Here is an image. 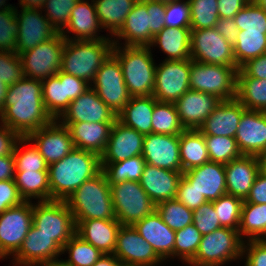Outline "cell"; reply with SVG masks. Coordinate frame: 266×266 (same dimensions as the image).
I'll return each mask as SVG.
<instances>
[{
	"instance_id": "obj_68",
	"label": "cell",
	"mask_w": 266,
	"mask_h": 266,
	"mask_svg": "<svg viewBox=\"0 0 266 266\" xmlns=\"http://www.w3.org/2000/svg\"><path fill=\"white\" fill-rule=\"evenodd\" d=\"M92 266H123L114 254H103Z\"/></svg>"
},
{
	"instance_id": "obj_59",
	"label": "cell",
	"mask_w": 266,
	"mask_h": 266,
	"mask_svg": "<svg viewBox=\"0 0 266 266\" xmlns=\"http://www.w3.org/2000/svg\"><path fill=\"white\" fill-rule=\"evenodd\" d=\"M23 202L14 180L0 181V214Z\"/></svg>"
},
{
	"instance_id": "obj_55",
	"label": "cell",
	"mask_w": 266,
	"mask_h": 266,
	"mask_svg": "<svg viewBox=\"0 0 266 266\" xmlns=\"http://www.w3.org/2000/svg\"><path fill=\"white\" fill-rule=\"evenodd\" d=\"M191 16L188 0H175L166 3L165 27H190Z\"/></svg>"
},
{
	"instance_id": "obj_72",
	"label": "cell",
	"mask_w": 266,
	"mask_h": 266,
	"mask_svg": "<svg viewBox=\"0 0 266 266\" xmlns=\"http://www.w3.org/2000/svg\"><path fill=\"white\" fill-rule=\"evenodd\" d=\"M261 170L266 173V149L258 156Z\"/></svg>"
},
{
	"instance_id": "obj_12",
	"label": "cell",
	"mask_w": 266,
	"mask_h": 266,
	"mask_svg": "<svg viewBox=\"0 0 266 266\" xmlns=\"http://www.w3.org/2000/svg\"><path fill=\"white\" fill-rule=\"evenodd\" d=\"M189 60H163L156 65L153 97L159 102L175 103L190 90Z\"/></svg>"
},
{
	"instance_id": "obj_52",
	"label": "cell",
	"mask_w": 266,
	"mask_h": 266,
	"mask_svg": "<svg viewBox=\"0 0 266 266\" xmlns=\"http://www.w3.org/2000/svg\"><path fill=\"white\" fill-rule=\"evenodd\" d=\"M238 30L266 33V11L252 0L235 16Z\"/></svg>"
},
{
	"instance_id": "obj_26",
	"label": "cell",
	"mask_w": 266,
	"mask_h": 266,
	"mask_svg": "<svg viewBox=\"0 0 266 266\" xmlns=\"http://www.w3.org/2000/svg\"><path fill=\"white\" fill-rule=\"evenodd\" d=\"M183 177L207 201L217 200L220 196L227 194L225 164L208 161L183 172Z\"/></svg>"
},
{
	"instance_id": "obj_43",
	"label": "cell",
	"mask_w": 266,
	"mask_h": 266,
	"mask_svg": "<svg viewBox=\"0 0 266 266\" xmlns=\"http://www.w3.org/2000/svg\"><path fill=\"white\" fill-rule=\"evenodd\" d=\"M184 130L174 103L159 102L154 98L152 133L180 135Z\"/></svg>"
},
{
	"instance_id": "obj_40",
	"label": "cell",
	"mask_w": 266,
	"mask_h": 266,
	"mask_svg": "<svg viewBox=\"0 0 266 266\" xmlns=\"http://www.w3.org/2000/svg\"><path fill=\"white\" fill-rule=\"evenodd\" d=\"M236 99L248 110L266 112V79L237 77Z\"/></svg>"
},
{
	"instance_id": "obj_10",
	"label": "cell",
	"mask_w": 266,
	"mask_h": 266,
	"mask_svg": "<svg viewBox=\"0 0 266 266\" xmlns=\"http://www.w3.org/2000/svg\"><path fill=\"white\" fill-rule=\"evenodd\" d=\"M66 39L58 32L53 38L20 53L23 76L44 80L61 69L62 53Z\"/></svg>"
},
{
	"instance_id": "obj_23",
	"label": "cell",
	"mask_w": 266,
	"mask_h": 266,
	"mask_svg": "<svg viewBox=\"0 0 266 266\" xmlns=\"http://www.w3.org/2000/svg\"><path fill=\"white\" fill-rule=\"evenodd\" d=\"M234 138L242 155L259 156L266 149V112L246 109Z\"/></svg>"
},
{
	"instance_id": "obj_36",
	"label": "cell",
	"mask_w": 266,
	"mask_h": 266,
	"mask_svg": "<svg viewBox=\"0 0 266 266\" xmlns=\"http://www.w3.org/2000/svg\"><path fill=\"white\" fill-rule=\"evenodd\" d=\"M180 160L183 172L210 161L204 135L198 129L180 134Z\"/></svg>"
},
{
	"instance_id": "obj_37",
	"label": "cell",
	"mask_w": 266,
	"mask_h": 266,
	"mask_svg": "<svg viewBox=\"0 0 266 266\" xmlns=\"http://www.w3.org/2000/svg\"><path fill=\"white\" fill-rule=\"evenodd\" d=\"M14 181L24 201H51L48 171L15 172Z\"/></svg>"
},
{
	"instance_id": "obj_8",
	"label": "cell",
	"mask_w": 266,
	"mask_h": 266,
	"mask_svg": "<svg viewBox=\"0 0 266 266\" xmlns=\"http://www.w3.org/2000/svg\"><path fill=\"white\" fill-rule=\"evenodd\" d=\"M110 189L116 220L121 225H134L156 210L140 182L110 183Z\"/></svg>"
},
{
	"instance_id": "obj_74",
	"label": "cell",
	"mask_w": 266,
	"mask_h": 266,
	"mask_svg": "<svg viewBox=\"0 0 266 266\" xmlns=\"http://www.w3.org/2000/svg\"><path fill=\"white\" fill-rule=\"evenodd\" d=\"M153 1H159V2H165V3H167V2L175 1V0H153Z\"/></svg>"
},
{
	"instance_id": "obj_46",
	"label": "cell",
	"mask_w": 266,
	"mask_h": 266,
	"mask_svg": "<svg viewBox=\"0 0 266 266\" xmlns=\"http://www.w3.org/2000/svg\"><path fill=\"white\" fill-rule=\"evenodd\" d=\"M156 211L163 222L174 231L193 223V211L176 199L161 201L156 204Z\"/></svg>"
},
{
	"instance_id": "obj_38",
	"label": "cell",
	"mask_w": 266,
	"mask_h": 266,
	"mask_svg": "<svg viewBox=\"0 0 266 266\" xmlns=\"http://www.w3.org/2000/svg\"><path fill=\"white\" fill-rule=\"evenodd\" d=\"M238 232L244 241L266 239V204L244 200Z\"/></svg>"
},
{
	"instance_id": "obj_48",
	"label": "cell",
	"mask_w": 266,
	"mask_h": 266,
	"mask_svg": "<svg viewBox=\"0 0 266 266\" xmlns=\"http://www.w3.org/2000/svg\"><path fill=\"white\" fill-rule=\"evenodd\" d=\"M6 1L0 0V51L15 52L18 21L15 6L6 4Z\"/></svg>"
},
{
	"instance_id": "obj_42",
	"label": "cell",
	"mask_w": 266,
	"mask_h": 266,
	"mask_svg": "<svg viewBox=\"0 0 266 266\" xmlns=\"http://www.w3.org/2000/svg\"><path fill=\"white\" fill-rule=\"evenodd\" d=\"M145 160L142 155L128 158L115 163H101L109 183H119L124 181L140 182Z\"/></svg>"
},
{
	"instance_id": "obj_24",
	"label": "cell",
	"mask_w": 266,
	"mask_h": 266,
	"mask_svg": "<svg viewBox=\"0 0 266 266\" xmlns=\"http://www.w3.org/2000/svg\"><path fill=\"white\" fill-rule=\"evenodd\" d=\"M100 29H102V27L93 0H91V2L88 0H80L75 4L66 27L60 33L66 40L84 41L112 39L109 35H106V37L100 35ZM69 34L72 36L75 35L72 37Z\"/></svg>"
},
{
	"instance_id": "obj_5",
	"label": "cell",
	"mask_w": 266,
	"mask_h": 266,
	"mask_svg": "<svg viewBox=\"0 0 266 266\" xmlns=\"http://www.w3.org/2000/svg\"><path fill=\"white\" fill-rule=\"evenodd\" d=\"M149 46L114 45L112 54L121 64L123 77L129 94L153 95L156 65Z\"/></svg>"
},
{
	"instance_id": "obj_53",
	"label": "cell",
	"mask_w": 266,
	"mask_h": 266,
	"mask_svg": "<svg viewBox=\"0 0 266 266\" xmlns=\"http://www.w3.org/2000/svg\"><path fill=\"white\" fill-rule=\"evenodd\" d=\"M80 0H46L42 7L45 17L50 24L61 32L67 25L71 11Z\"/></svg>"
},
{
	"instance_id": "obj_71",
	"label": "cell",
	"mask_w": 266,
	"mask_h": 266,
	"mask_svg": "<svg viewBox=\"0 0 266 266\" xmlns=\"http://www.w3.org/2000/svg\"><path fill=\"white\" fill-rule=\"evenodd\" d=\"M38 266H70L66 264L62 259H57L49 262H44L39 264Z\"/></svg>"
},
{
	"instance_id": "obj_11",
	"label": "cell",
	"mask_w": 266,
	"mask_h": 266,
	"mask_svg": "<svg viewBox=\"0 0 266 266\" xmlns=\"http://www.w3.org/2000/svg\"><path fill=\"white\" fill-rule=\"evenodd\" d=\"M91 87L116 115L132 97L126 87L121 64L113 54L98 69Z\"/></svg>"
},
{
	"instance_id": "obj_70",
	"label": "cell",
	"mask_w": 266,
	"mask_h": 266,
	"mask_svg": "<svg viewBox=\"0 0 266 266\" xmlns=\"http://www.w3.org/2000/svg\"><path fill=\"white\" fill-rule=\"evenodd\" d=\"M8 87L9 85L0 80V114L3 112Z\"/></svg>"
},
{
	"instance_id": "obj_56",
	"label": "cell",
	"mask_w": 266,
	"mask_h": 266,
	"mask_svg": "<svg viewBox=\"0 0 266 266\" xmlns=\"http://www.w3.org/2000/svg\"><path fill=\"white\" fill-rule=\"evenodd\" d=\"M193 224L202 236L221 227L212 201L203 203L193 211Z\"/></svg>"
},
{
	"instance_id": "obj_14",
	"label": "cell",
	"mask_w": 266,
	"mask_h": 266,
	"mask_svg": "<svg viewBox=\"0 0 266 266\" xmlns=\"http://www.w3.org/2000/svg\"><path fill=\"white\" fill-rule=\"evenodd\" d=\"M191 60L223 66H237L233 46L216 28L191 30Z\"/></svg>"
},
{
	"instance_id": "obj_45",
	"label": "cell",
	"mask_w": 266,
	"mask_h": 266,
	"mask_svg": "<svg viewBox=\"0 0 266 266\" xmlns=\"http://www.w3.org/2000/svg\"><path fill=\"white\" fill-rule=\"evenodd\" d=\"M28 144L31 145L28 146ZM21 145L23 147L27 145V147L24 149ZM13 154L15 160V172L48 171V164L44 157L26 137H21L17 141Z\"/></svg>"
},
{
	"instance_id": "obj_47",
	"label": "cell",
	"mask_w": 266,
	"mask_h": 266,
	"mask_svg": "<svg viewBox=\"0 0 266 266\" xmlns=\"http://www.w3.org/2000/svg\"><path fill=\"white\" fill-rule=\"evenodd\" d=\"M202 234L193 223L175 231V245L173 259L178 258L187 265L196 255Z\"/></svg>"
},
{
	"instance_id": "obj_39",
	"label": "cell",
	"mask_w": 266,
	"mask_h": 266,
	"mask_svg": "<svg viewBox=\"0 0 266 266\" xmlns=\"http://www.w3.org/2000/svg\"><path fill=\"white\" fill-rule=\"evenodd\" d=\"M233 52L237 68L240 69L249 60L266 53V33L238 30Z\"/></svg>"
},
{
	"instance_id": "obj_27",
	"label": "cell",
	"mask_w": 266,
	"mask_h": 266,
	"mask_svg": "<svg viewBox=\"0 0 266 266\" xmlns=\"http://www.w3.org/2000/svg\"><path fill=\"white\" fill-rule=\"evenodd\" d=\"M133 227L153 247L156 254L164 262L173 259L175 231L163 222L156 210L136 222Z\"/></svg>"
},
{
	"instance_id": "obj_29",
	"label": "cell",
	"mask_w": 266,
	"mask_h": 266,
	"mask_svg": "<svg viewBox=\"0 0 266 266\" xmlns=\"http://www.w3.org/2000/svg\"><path fill=\"white\" fill-rule=\"evenodd\" d=\"M183 172L171 171L145 164L140 184L149 198L158 204L161 201L175 199Z\"/></svg>"
},
{
	"instance_id": "obj_51",
	"label": "cell",
	"mask_w": 266,
	"mask_h": 266,
	"mask_svg": "<svg viewBox=\"0 0 266 266\" xmlns=\"http://www.w3.org/2000/svg\"><path fill=\"white\" fill-rule=\"evenodd\" d=\"M204 139L210 161L227 164L242 155L234 137L204 136Z\"/></svg>"
},
{
	"instance_id": "obj_34",
	"label": "cell",
	"mask_w": 266,
	"mask_h": 266,
	"mask_svg": "<svg viewBox=\"0 0 266 266\" xmlns=\"http://www.w3.org/2000/svg\"><path fill=\"white\" fill-rule=\"evenodd\" d=\"M153 109L154 97L152 95L134 96L117 115V119L137 132L147 135L152 133Z\"/></svg>"
},
{
	"instance_id": "obj_21",
	"label": "cell",
	"mask_w": 266,
	"mask_h": 266,
	"mask_svg": "<svg viewBox=\"0 0 266 266\" xmlns=\"http://www.w3.org/2000/svg\"><path fill=\"white\" fill-rule=\"evenodd\" d=\"M145 135L115 120L105 151L100 156L101 163H115L142 155Z\"/></svg>"
},
{
	"instance_id": "obj_33",
	"label": "cell",
	"mask_w": 266,
	"mask_h": 266,
	"mask_svg": "<svg viewBox=\"0 0 266 266\" xmlns=\"http://www.w3.org/2000/svg\"><path fill=\"white\" fill-rule=\"evenodd\" d=\"M158 46L167 56L164 60L191 59V28L164 27L155 35L149 47Z\"/></svg>"
},
{
	"instance_id": "obj_25",
	"label": "cell",
	"mask_w": 266,
	"mask_h": 266,
	"mask_svg": "<svg viewBox=\"0 0 266 266\" xmlns=\"http://www.w3.org/2000/svg\"><path fill=\"white\" fill-rule=\"evenodd\" d=\"M260 171L258 156L241 155L225 164L227 194L246 200Z\"/></svg>"
},
{
	"instance_id": "obj_9",
	"label": "cell",
	"mask_w": 266,
	"mask_h": 266,
	"mask_svg": "<svg viewBox=\"0 0 266 266\" xmlns=\"http://www.w3.org/2000/svg\"><path fill=\"white\" fill-rule=\"evenodd\" d=\"M33 224L61 248L76 233L73 214L65 201H34Z\"/></svg>"
},
{
	"instance_id": "obj_13",
	"label": "cell",
	"mask_w": 266,
	"mask_h": 266,
	"mask_svg": "<svg viewBox=\"0 0 266 266\" xmlns=\"http://www.w3.org/2000/svg\"><path fill=\"white\" fill-rule=\"evenodd\" d=\"M32 223V201H24L0 214V251L6 258L11 259L18 252Z\"/></svg>"
},
{
	"instance_id": "obj_15",
	"label": "cell",
	"mask_w": 266,
	"mask_h": 266,
	"mask_svg": "<svg viewBox=\"0 0 266 266\" xmlns=\"http://www.w3.org/2000/svg\"><path fill=\"white\" fill-rule=\"evenodd\" d=\"M113 254L126 266H159L164 262L133 225H121Z\"/></svg>"
},
{
	"instance_id": "obj_35",
	"label": "cell",
	"mask_w": 266,
	"mask_h": 266,
	"mask_svg": "<svg viewBox=\"0 0 266 266\" xmlns=\"http://www.w3.org/2000/svg\"><path fill=\"white\" fill-rule=\"evenodd\" d=\"M138 0H93L102 29L112 38L122 27Z\"/></svg>"
},
{
	"instance_id": "obj_32",
	"label": "cell",
	"mask_w": 266,
	"mask_h": 266,
	"mask_svg": "<svg viewBox=\"0 0 266 266\" xmlns=\"http://www.w3.org/2000/svg\"><path fill=\"white\" fill-rule=\"evenodd\" d=\"M121 223L117 220L89 219L76 225V233L104 254H113Z\"/></svg>"
},
{
	"instance_id": "obj_62",
	"label": "cell",
	"mask_w": 266,
	"mask_h": 266,
	"mask_svg": "<svg viewBox=\"0 0 266 266\" xmlns=\"http://www.w3.org/2000/svg\"><path fill=\"white\" fill-rule=\"evenodd\" d=\"M237 77L266 79V53L245 63L238 70Z\"/></svg>"
},
{
	"instance_id": "obj_49",
	"label": "cell",
	"mask_w": 266,
	"mask_h": 266,
	"mask_svg": "<svg viewBox=\"0 0 266 266\" xmlns=\"http://www.w3.org/2000/svg\"><path fill=\"white\" fill-rule=\"evenodd\" d=\"M191 30L214 28L218 19L217 0H188Z\"/></svg>"
},
{
	"instance_id": "obj_4",
	"label": "cell",
	"mask_w": 266,
	"mask_h": 266,
	"mask_svg": "<svg viewBox=\"0 0 266 266\" xmlns=\"http://www.w3.org/2000/svg\"><path fill=\"white\" fill-rule=\"evenodd\" d=\"M113 46L112 39L66 40L60 71L91 84L98 69L112 54Z\"/></svg>"
},
{
	"instance_id": "obj_67",
	"label": "cell",
	"mask_w": 266,
	"mask_h": 266,
	"mask_svg": "<svg viewBox=\"0 0 266 266\" xmlns=\"http://www.w3.org/2000/svg\"><path fill=\"white\" fill-rule=\"evenodd\" d=\"M15 160L14 154L0 156V181L14 180Z\"/></svg>"
},
{
	"instance_id": "obj_31",
	"label": "cell",
	"mask_w": 266,
	"mask_h": 266,
	"mask_svg": "<svg viewBox=\"0 0 266 266\" xmlns=\"http://www.w3.org/2000/svg\"><path fill=\"white\" fill-rule=\"evenodd\" d=\"M62 124L69 129L75 148L101 156L105 151L114 123L78 122Z\"/></svg>"
},
{
	"instance_id": "obj_28",
	"label": "cell",
	"mask_w": 266,
	"mask_h": 266,
	"mask_svg": "<svg viewBox=\"0 0 266 266\" xmlns=\"http://www.w3.org/2000/svg\"><path fill=\"white\" fill-rule=\"evenodd\" d=\"M246 108L235 98L221 101L198 129L204 136L235 137Z\"/></svg>"
},
{
	"instance_id": "obj_16",
	"label": "cell",
	"mask_w": 266,
	"mask_h": 266,
	"mask_svg": "<svg viewBox=\"0 0 266 266\" xmlns=\"http://www.w3.org/2000/svg\"><path fill=\"white\" fill-rule=\"evenodd\" d=\"M26 138L34 144L48 165L63 159L75 149L69 129L57 119Z\"/></svg>"
},
{
	"instance_id": "obj_54",
	"label": "cell",
	"mask_w": 266,
	"mask_h": 266,
	"mask_svg": "<svg viewBox=\"0 0 266 266\" xmlns=\"http://www.w3.org/2000/svg\"><path fill=\"white\" fill-rule=\"evenodd\" d=\"M22 77L20 56L16 52L0 51V80L10 86Z\"/></svg>"
},
{
	"instance_id": "obj_6",
	"label": "cell",
	"mask_w": 266,
	"mask_h": 266,
	"mask_svg": "<svg viewBox=\"0 0 266 266\" xmlns=\"http://www.w3.org/2000/svg\"><path fill=\"white\" fill-rule=\"evenodd\" d=\"M243 245L238 230L220 227L202 236L198 251L187 266H222L240 260Z\"/></svg>"
},
{
	"instance_id": "obj_50",
	"label": "cell",
	"mask_w": 266,
	"mask_h": 266,
	"mask_svg": "<svg viewBox=\"0 0 266 266\" xmlns=\"http://www.w3.org/2000/svg\"><path fill=\"white\" fill-rule=\"evenodd\" d=\"M212 202L221 227L238 230L243 200L233 195L225 194Z\"/></svg>"
},
{
	"instance_id": "obj_44",
	"label": "cell",
	"mask_w": 266,
	"mask_h": 266,
	"mask_svg": "<svg viewBox=\"0 0 266 266\" xmlns=\"http://www.w3.org/2000/svg\"><path fill=\"white\" fill-rule=\"evenodd\" d=\"M68 253V259H62L70 266H92L104 253L75 233L62 248V254Z\"/></svg>"
},
{
	"instance_id": "obj_1",
	"label": "cell",
	"mask_w": 266,
	"mask_h": 266,
	"mask_svg": "<svg viewBox=\"0 0 266 266\" xmlns=\"http://www.w3.org/2000/svg\"><path fill=\"white\" fill-rule=\"evenodd\" d=\"M52 120L43 104L41 80L23 76L8 87L0 123L27 137Z\"/></svg>"
},
{
	"instance_id": "obj_3",
	"label": "cell",
	"mask_w": 266,
	"mask_h": 266,
	"mask_svg": "<svg viewBox=\"0 0 266 266\" xmlns=\"http://www.w3.org/2000/svg\"><path fill=\"white\" fill-rule=\"evenodd\" d=\"M65 202L75 225L89 219L116 220L110 183L103 170L85 181Z\"/></svg>"
},
{
	"instance_id": "obj_20",
	"label": "cell",
	"mask_w": 266,
	"mask_h": 266,
	"mask_svg": "<svg viewBox=\"0 0 266 266\" xmlns=\"http://www.w3.org/2000/svg\"><path fill=\"white\" fill-rule=\"evenodd\" d=\"M142 156L147 164L183 172L180 160V135H145Z\"/></svg>"
},
{
	"instance_id": "obj_75",
	"label": "cell",
	"mask_w": 266,
	"mask_h": 266,
	"mask_svg": "<svg viewBox=\"0 0 266 266\" xmlns=\"http://www.w3.org/2000/svg\"><path fill=\"white\" fill-rule=\"evenodd\" d=\"M0 259H7L6 256L0 251Z\"/></svg>"
},
{
	"instance_id": "obj_18",
	"label": "cell",
	"mask_w": 266,
	"mask_h": 266,
	"mask_svg": "<svg viewBox=\"0 0 266 266\" xmlns=\"http://www.w3.org/2000/svg\"><path fill=\"white\" fill-rule=\"evenodd\" d=\"M117 115L105 104L95 90L90 87L71 101L64 113L57 119L60 123H114Z\"/></svg>"
},
{
	"instance_id": "obj_41",
	"label": "cell",
	"mask_w": 266,
	"mask_h": 266,
	"mask_svg": "<svg viewBox=\"0 0 266 266\" xmlns=\"http://www.w3.org/2000/svg\"><path fill=\"white\" fill-rule=\"evenodd\" d=\"M43 104L52 119H58L66 110L65 81H61V71L42 80Z\"/></svg>"
},
{
	"instance_id": "obj_69",
	"label": "cell",
	"mask_w": 266,
	"mask_h": 266,
	"mask_svg": "<svg viewBox=\"0 0 266 266\" xmlns=\"http://www.w3.org/2000/svg\"><path fill=\"white\" fill-rule=\"evenodd\" d=\"M46 0H19V7L25 9L42 10Z\"/></svg>"
},
{
	"instance_id": "obj_57",
	"label": "cell",
	"mask_w": 266,
	"mask_h": 266,
	"mask_svg": "<svg viewBox=\"0 0 266 266\" xmlns=\"http://www.w3.org/2000/svg\"><path fill=\"white\" fill-rule=\"evenodd\" d=\"M243 258L244 266H266V239L244 241Z\"/></svg>"
},
{
	"instance_id": "obj_17",
	"label": "cell",
	"mask_w": 266,
	"mask_h": 266,
	"mask_svg": "<svg viewBox=\"0 0 266 266\" xmlns=\"http://www.w3.org/2000/svg\"><path fill=\"white\" fill-rule=\"evenodd\" d=\"M17 8L15 7V13L19 29L15 52L18 55L53 38L58 33L42 14V10L21 8L19 11Z\"/></svg>"
},
{
	"instance_id": "obj_2",
	"label": "cell",
	"mask_w": 266,
	"mask_h": 266,
	"mask_svg": "<svg viewBox=\"0 0 266 266\" xmlns=\"http://www.w3.org/2000/svg\"><path fill=\"white\" fill-rule=\"evenodd\" d=\"M101 170L99 155L73 149L63 159L48 165L51 200L66 201L85 181Z\"/></svg>"
},
{
	"instance_id": "obj_64",
	"label": "cell",
	"mask_w": 266,
	"mask_h": 266,
	"mask_svg": "<svg viewBox=\"0 0 266 266\" xmlns=\"http://www.w3.org/2000/svg\"><path fill=\"white\" fill-rule=\"evenodd\" d=\"M20 138L15 131L0 123V156L13 154L14 147Z\"/></svg>"
},
{
	"instance_id": "obj_61",
	"label": "cell",
	"mask_w": 266,
	"mask_h": 266,
	"mask_svg": "<svg viewBox=\"0 0 266 266\" xmlns=\"http://www.w3.org/2000/svg\"><path fill=\"white\" fill-rule=\"evenodd\" d=\"M61 81H65L66 109L69 103L75 100L91 87L86 80L61 72Z\"/></svg>"
},
{
	"instance_id": "obj_22",
	"label": "cell",
	"mask_w": 266,
	"mask_h": 266,
	"mask_svg": "<svg viewBox=\"0 0 266 266\" xmlns=\"http://www.w3.org/2000/svg\"><path fill=\"white\" fill-rule=\"evenodd\" d=\"M222 100L215 95L188 90L175 103L184 129H199Z\"/></svg>"
},
{
	"instance_id": "obj_58",
	"label": "cell",
	"mask_w": 266,
	"mask_h": 266,
	"mask_svg": "<svg viewBox=\"0 0 266 266\" xmlns=\"http://www.w3.org/2000/svg\"><path fill=\"white\" fill-rule=\"evenodd\" d=\"M175 199L192 211L207 202L205 197L192 187L183 176L179 181Z\"/></svg>"
},
{
	"instance_id": "obj_66",
	"label": "cell",
	"mask_w": 266,
	"mask_h": 266,
	"mask_svg": "<svg viewBox=\"0 0 266 266\" xmlns=\"http://www.w3.org/2000/svg\"><path fill=\"white\" fill-rule=\"evenodd\" d=\"M251 0H217L219 18H234Z\"/></svg>"
},
{
	"instance_id": "obj_73",
	"label": "cell",
	"mask_w": 266,
	"mask_h": 266,
	"mask_svg": "<svg viewBox=\"0 0 266 266\" xmlns=\"http://www.w3.org/2000/svg\"><path fill=\"white\" fill-rule=\"evenodd\" d=\"M255 4L261 6L266 11V0H252Z\"/></svg>"
},
{
	"instance_id": "obj_63",
	"label": "cell",
	"mask_w": 266,
	"mask_h": 266,
	"mask_svg": "<svg viewBox=\"0 0 266 266\" xmlns=\"http://www.w3.org/2000/svg\"><path fill=\"white\" fill-rule=\"evenodd\" d=\"M245 201L248 203L266 204V173L262 170L258 173Z\"/></svg>"
},
{
	"instance_id": "obj_19",
	"label": "cell",
	"mask_w": 266,
	"mask_h": 266,
	"mask_svg": "<svg viewBox=\"0 0 266 266\" xmlns=\"http://www.w3.org/2000/svg\"><path fill=\"white\" fill-rule=\"evenodd\" d=\"M62 248L52 239L40 232L33 223L18 252L11 257L12 266H38L41 263L57 260Z\"/></svg>"
},
{
	"instance_id": "obj_30",
	"label": "cell",
	"mask_w": 266,
	"mask_h": 266,
	"mask_svg": "<svg viewBox=\"0 0 266 266\" xmlns=\"http://www.w3.org/2000/svg\"><path fill=\"white\" fill-rule=\"evenodd\" d=\"M121 39L125 42L120 43ZM112 40L114 45L138 47L150 45V11H147L146 5L141 0L134 5Z\"/></svg>"
},
{
	"instance_id": "obj_60",
	"label": "cell",
	"mask_w": 266,
	"mask_h": 266,
	"mask_svg": "<svg viewBox=\"0 0 266 266\" xmlns=\"http://www.w3.org/2000/svg\"><path fill=\"white\" fill-rule=\"evenodd\" d=\"M150 11V43L155 35H157L164 27L165 18V2L153 0H141Z\"/></svg>"
},
{
	"instance_id": "obj_7",
	"label": "cell",
	"mask_w": 266,
	"mask_h": 266,
	"mask_svg": "<svg viewBox=\"0 0 266 266\" xmlns=\"http://www.w3.org/2000/svg\"><path fill=\"white\" fill-rule=\"evenodd\" d=\"M237 66L200 63L191 60L190 90L212 94L222 101L236 98Z\"/></svg>"
},
{
	"instance_id": "obj_65",
	"label": "cell",
	"mask_w": 266,
	"mask_h": 266,
	"mask_svg": "<svg viewBox=\"0 0 266 266\" xmlns=\"http://www.w3.org/2000/svg\"><path fill=\"white\" fill-rule=\"evenodd\" d=\"M215 28L226 41L234 46L238 35V28L234 18H219Z\"/></svg>"
}]
</instances>
